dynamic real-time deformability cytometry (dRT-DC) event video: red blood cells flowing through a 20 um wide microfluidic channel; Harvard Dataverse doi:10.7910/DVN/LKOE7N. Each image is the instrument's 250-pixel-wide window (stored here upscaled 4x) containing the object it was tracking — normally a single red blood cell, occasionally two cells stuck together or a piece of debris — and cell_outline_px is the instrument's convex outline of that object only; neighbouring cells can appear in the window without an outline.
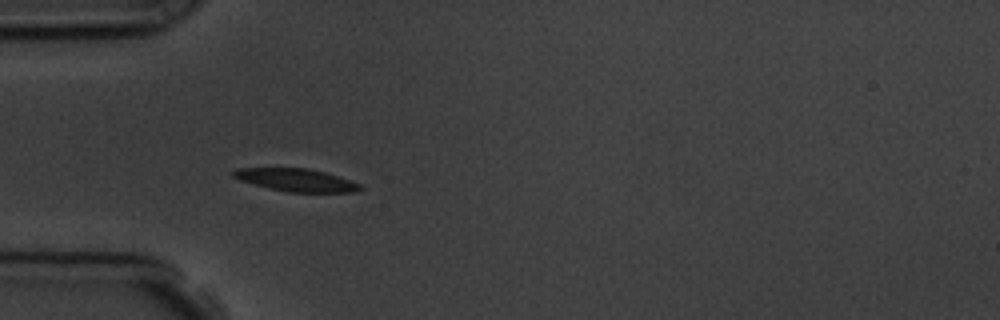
{"species": "common noctule bat (a hibernating species)", "species_latin": "Nyctalus noctula", "temperature_condition": "room temperature", "stored_images_in_passage": 6, "camera_frame_rate_fps": 3000, "um_per_image_px": 0.085, "animal": {"sex": "male", "body_mass_g": 19.5, "forearm_length_mm": 54.6}, "frame": {"image": 1, "passage_image": 5, "time_ms": 5.333, "image_size_px": [1000, 320], "cell_outline_px": [[364, 188], [356, 192], [288, 192], [268, 188], [240, 180], [232, 176], [232, 172], [236, 168], [308, 168], [324, 172], [360, 184]], "centroid_in_image_um": [25.16, 15.3], "position_along_channel_um": 59.8, "area_um2": 16.65}}